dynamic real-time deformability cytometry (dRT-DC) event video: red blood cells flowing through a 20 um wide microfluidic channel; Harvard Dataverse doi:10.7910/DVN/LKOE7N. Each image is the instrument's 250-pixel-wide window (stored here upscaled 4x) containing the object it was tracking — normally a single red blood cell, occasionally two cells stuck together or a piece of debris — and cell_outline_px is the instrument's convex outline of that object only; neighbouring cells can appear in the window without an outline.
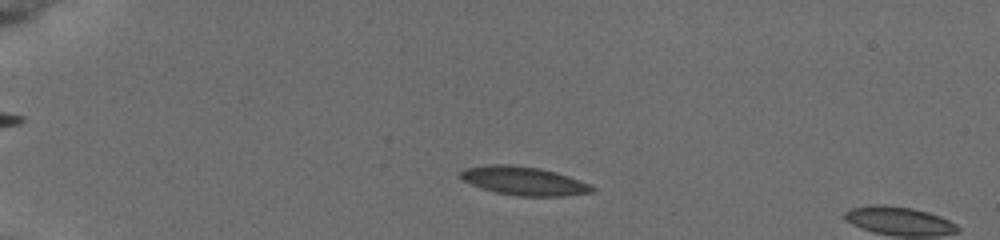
{"species": "common noctule bat (a hibernating species)", "species_latin": "Nyctalus noctula", "temperature_condition": "cold", "stored_images_in_passage": 19, "camera_frame_rate_fps": 3000, "um_per_image_px": 0.085, "animal": {"sex": "female", "body_mass_g": 19.5, "forearm_length_mm": 54.1}, "frame": {"image": 1, "passage_image": 13, "time_ms": 3.0, "image_size_px": [1000, 240], "cell_outline_px": [[596, 188], [592, 192], [564, 196], [516, 196], [496, 192], [480, 188], [464, 180], [460, 176], [460, 172], [464, 168], [488, 164], [508, 164], [540, 168], [556, 172], [568, 176], [588, 184]], "centroid_in_image_um": [44.5, 15.37], "position_along_channel_um": 40.5, "area_um2": 21.85}}